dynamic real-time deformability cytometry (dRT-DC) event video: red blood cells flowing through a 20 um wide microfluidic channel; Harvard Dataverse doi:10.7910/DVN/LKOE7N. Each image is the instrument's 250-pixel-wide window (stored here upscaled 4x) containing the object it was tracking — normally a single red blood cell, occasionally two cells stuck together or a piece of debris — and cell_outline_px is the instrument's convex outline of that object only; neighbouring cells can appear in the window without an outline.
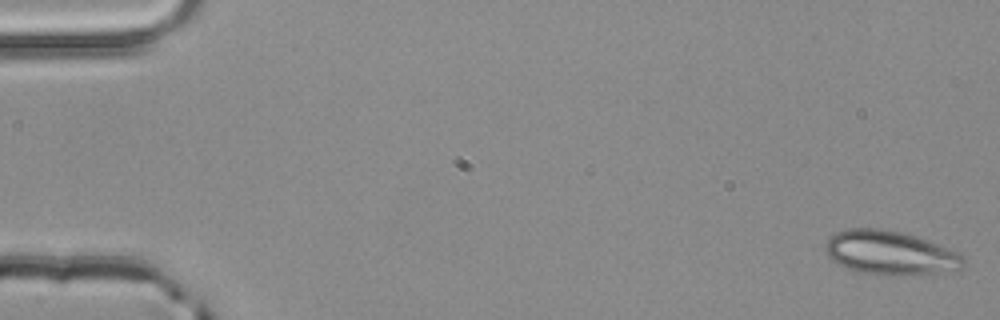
{"species": "common noctule bat (a hibernating species)", "species_latin": "Nyctalus noctula", "temperature_condition": "room temperature", "stored_images_in_passage": 3, "camera_frame_rate_fps": 3000, "um_per_image_px": 0.085, "animal": {"sex": "male", "body_mass_g": 20.4}, "frame": {"image": 1, "passage_image": 1, "time_ms": 0.0, "image_size_px": [1000, 320], "cell_outline_px": [[964, 268], [916, 276], [876, 276], [856, 272], [836, 264], [828, 256], [824, 248], [828, 240], [836, 232], [848, 228], [880, 228], [904, 232], [916, 236], [960, 252], [964, 256]], "centroid_in_image_um": [75.67, 21.52], "position_along_channel_um": 9.3, "area_um2": 36.3}}